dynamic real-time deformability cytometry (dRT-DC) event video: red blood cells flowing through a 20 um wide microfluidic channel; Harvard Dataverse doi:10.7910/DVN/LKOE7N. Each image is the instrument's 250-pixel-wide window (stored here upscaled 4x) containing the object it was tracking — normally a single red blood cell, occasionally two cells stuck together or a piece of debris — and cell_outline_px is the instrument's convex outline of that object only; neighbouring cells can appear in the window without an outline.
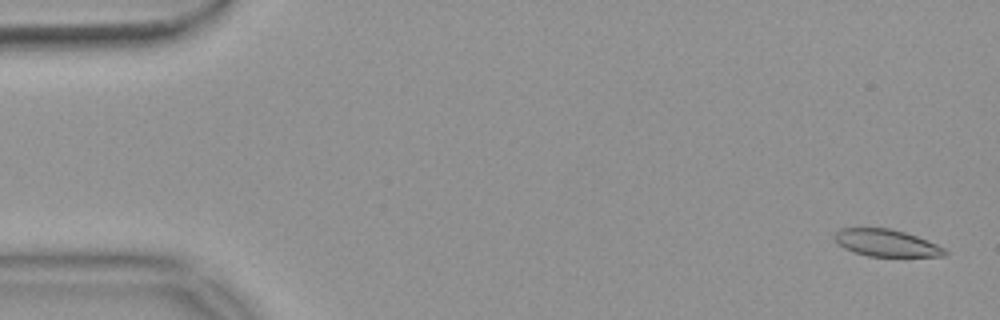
{"species": "common noctule bat (a hibernating species)", "species_latin": "Nyctalus noctula", "temperature_condition": "warm", "stored_images_in_passage": 54, "camera_frame_rate_fps": 3000, "um_per_image_px": 0.085, "animal": {"sex": "female", "body_mass_g": 18.4}, "frame": {"image": 1, "passage_image": 2, "time_ms": 0.333, "image_size_px": [1000, 320], "cell_outline_px": [[948, 252], [944, 256], [868, 256], [852, 252], [836, 244], [832, 236], [840, 228], [892, 228], [916, 236], [936, 244], [944, 248]], "centroid_in_image_um": [75.27, 20.65], "position_along_channel_um": 9.7, "area_um2": 17.46}}
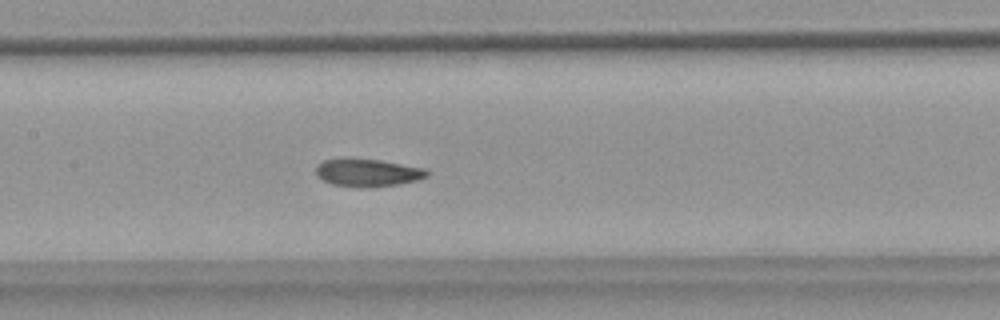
{"frame": {"image": 2, "passage_image": 26, "time_ms": 8.333, "image_size_px": [1000, 320], "cell_outline_px": [[428, 176], [416, 180], [400, 184], [360, 188], [332, 184], [316, 176], [316, 164], [324, 160], [344, 156], [348, 156], [380, 160], [424, 168], [428, 172]], "centroid_in_image_um": [31.18, 14.64], "position_along_channel_um": 176.2, "area_um2": 18.38}}
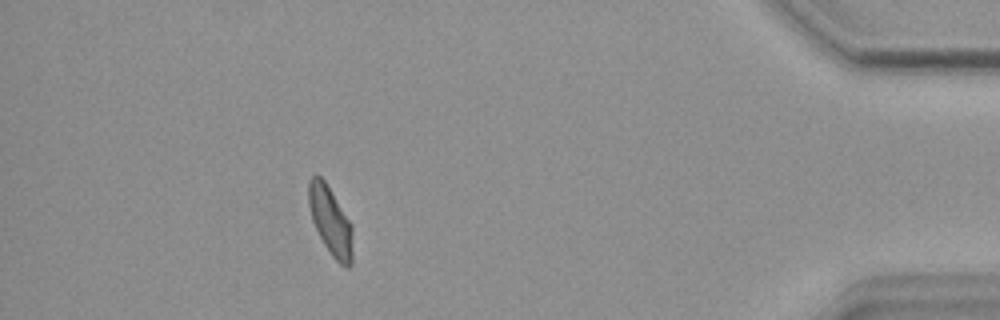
{"frame": {"image": 3, "passage_image": 49, "time_ms": 16.0, "image_size_px": [1000, 320], "cell_outline_px": [[352, 264], [348, 268], [344, 268], [332, 256], [324, 244], [312, 220], [308, 204], [308, 180], [316, 172], [324, 180], [352, 224]], "centroid_in_image_um": [28.09, 18.77], "position_along_channel_um": 407.1, "area_um2": 17.63}, "authors_computed_cell_mechanics": {"area_um2": 18.0336, "velocity_mm_per_s": 3.7154, "shape_relaxation_time_tau1_ms": null, "shape_relaxation_time_tau2_ms": 2.1942, "deformation_change_tau1": null, "deformation_change_tau2": 0.0773}}